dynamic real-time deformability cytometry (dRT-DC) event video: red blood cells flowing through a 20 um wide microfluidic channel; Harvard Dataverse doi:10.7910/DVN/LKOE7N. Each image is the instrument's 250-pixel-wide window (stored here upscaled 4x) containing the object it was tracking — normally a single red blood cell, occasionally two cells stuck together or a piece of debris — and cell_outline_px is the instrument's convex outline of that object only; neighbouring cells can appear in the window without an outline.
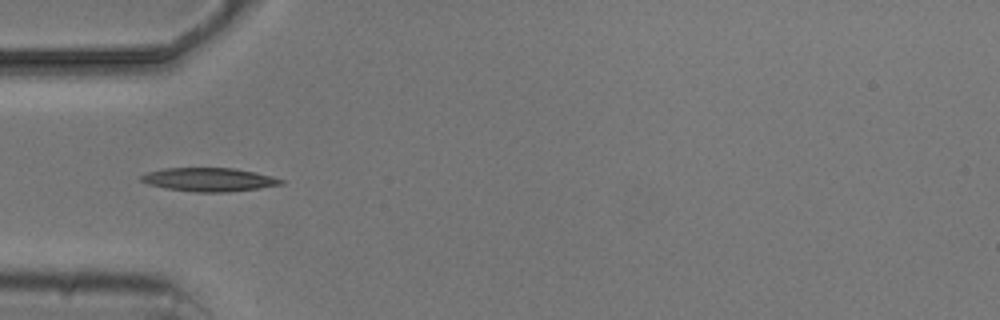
{"species": "common noctule bat (a hibernating species)", "species_latin": "Nyctalus noctula", "temperature_condition": "cold", "stored_images_in_passage": 9, "camera_frame_rate_fps": 3000, "um_per_image_px": 0.085, "animal": {"sex": "male", "body_mass_g": 20.5, "forearm_length_mm": 52.5}, "frame": {"image": 1, "passage_image": 4, "time_ms": 5.333, "image_size_px": [1000, 320], "cell_outline_px": [[284, 184], [260, 188], [228, 192], [192, 192], [164, 188], [148, 184], [140, 180], [140, 176], [148, 172], [164, 168], [236, 168], [272, 176], [284, 180]], "centroid_in_image_um": [17.77, 15.27], "position_along_channel_um": 67.2, "area_um2": 19.31}}
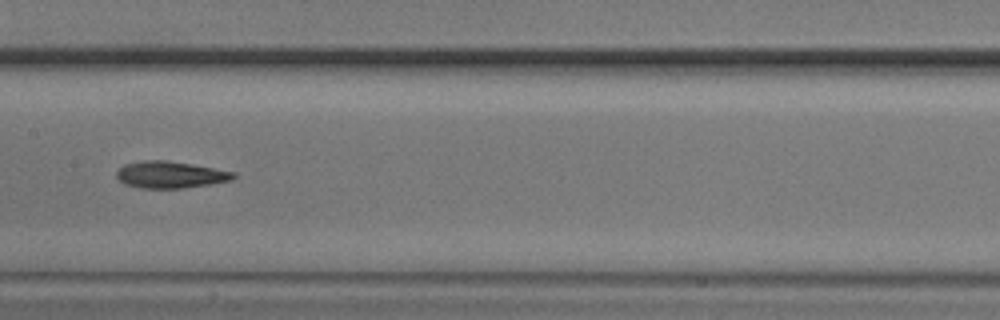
{"frame": {"image": 2, "passage_image": 7, "time_ms": 8.667, "image_size_px": [1000, 320], "cell_outline_px": [[236, 176], [232, 180], [212, 184], [184, 188], [140, 188], [124, 184], [116, 176], [116, 172], [124, 164], [144, 160], [168, 160], [192, 164], [236, 172]], "centroid_in_image_um": [14.49, 14.85], "position_along_channel_um": 192.9, "area_um2": 18.38}}
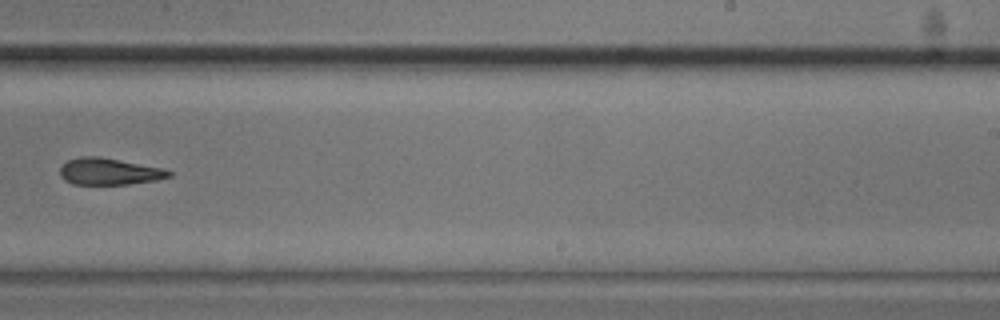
{"frame": {"image": 3, "passage_image": 9, "time_ms": 11.0, "image_size_px": [1000, 320], "cell_outline_px": [[172, 176], [156, 180], [128, 184], [72, 184], [64, 180], [60, 176], [60, 168], [68, 160], [80, 156], [100, 156], [160, 168], [172, 172]], "centroid_in_image_um": [9.24, 14.58], "position_along_channel_um": 279.8, "area_um2": 16.82}}